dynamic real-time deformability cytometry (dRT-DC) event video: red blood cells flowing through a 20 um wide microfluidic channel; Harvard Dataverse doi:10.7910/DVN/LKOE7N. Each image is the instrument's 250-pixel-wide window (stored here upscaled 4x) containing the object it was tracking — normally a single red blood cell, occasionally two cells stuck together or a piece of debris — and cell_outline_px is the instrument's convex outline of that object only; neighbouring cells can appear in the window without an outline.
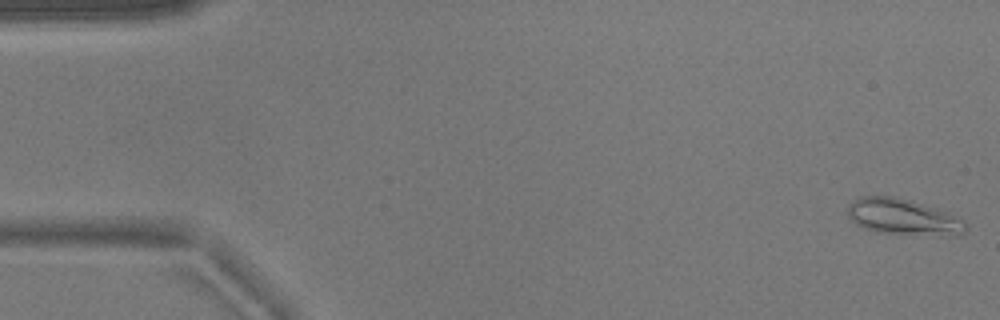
{"species": "common noctule bat (a hibernating species)", "species_latin": "Nyctalus noctula", "temperature_condition": "warm", "stored_images_in_passage": 53, "camera_frame_rate_fps": 3000, "um_per_image_px": 0.085, "animal": {"sex": "male", "body_mass_g": 17.9}, "frame": {"image": 1, "passage_image": 1, "time_ms": 0.0, "image_size_px": [1000, 320], "cell_outline_px": [[968, 228], [960, 236], [940, 236], [876, 232], [864, 228], [856, 224], [848, 216], [848, 204], [852, 200], [860, 196], [896, 196], [936, 208], [948, 212], [964, 220], [968, 224]], "centroid_in_image_um": [76.81, 18.45], "position_along_channel_um": 8.2, "area_um2": 25.2}}
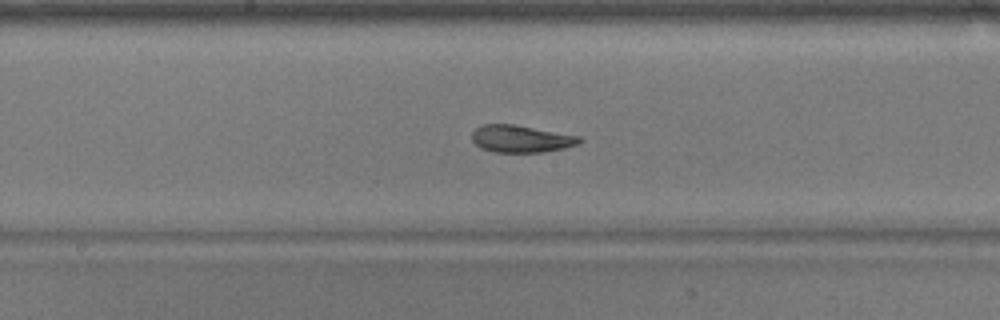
{"frame": {"image": 2, "passage_image": 27, "time_ms": 8.667, "image_size_px": [1000, 320], "cell_outline_px": [[584, 140], [580, 144], [564, 148], [540, 152], [496, 152], [480, 148], [472, 140], [472, 132], [476, 128], [484, 124], [516, 124], [580, 136]], "centroid_in_image_um": [44.31, 11.79], "position_along_channel_um": 203.9, "area_um2": 17.17}}
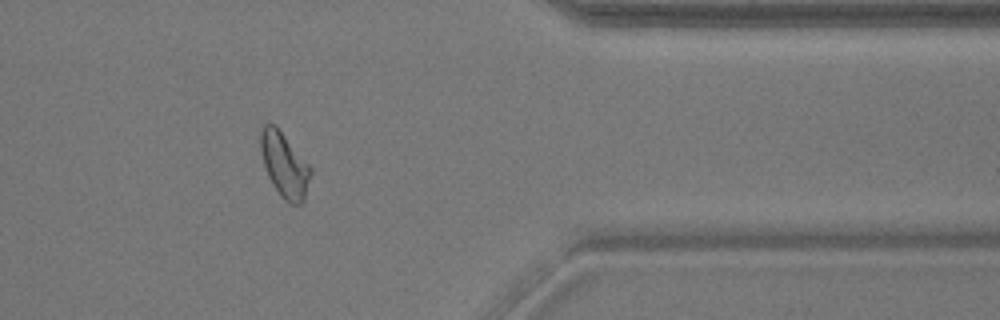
{"frame": {"image": 3, "passage_image": 43, "time_ms": 14.0, "image_size_px": [1000, 320], "cell_outline_px": [[312, 172], [304, 200], [300, 204], [292, 204], [284, 200], [280, 196], [268, 176], [260, 152], [260, 132], [264, 124], [268, 120], [276, 124], [312, 168]], "centroid_in_image_um": [24.17, 13.97], "position_along_channel_um": 387.2, "area_um2": 19.13}, "authors_computed_cell_mechanics": {"area_um2": 18.6116, "velocity_mm_per_s": 3.791, "shape_relaxation_time_tau1_ms": 4.1882, "shape_relaxation_time_tau2_ms": 1.2993, "deformation_change_tau1": 0.1398, "deformation_change_tau2": 0.07}}